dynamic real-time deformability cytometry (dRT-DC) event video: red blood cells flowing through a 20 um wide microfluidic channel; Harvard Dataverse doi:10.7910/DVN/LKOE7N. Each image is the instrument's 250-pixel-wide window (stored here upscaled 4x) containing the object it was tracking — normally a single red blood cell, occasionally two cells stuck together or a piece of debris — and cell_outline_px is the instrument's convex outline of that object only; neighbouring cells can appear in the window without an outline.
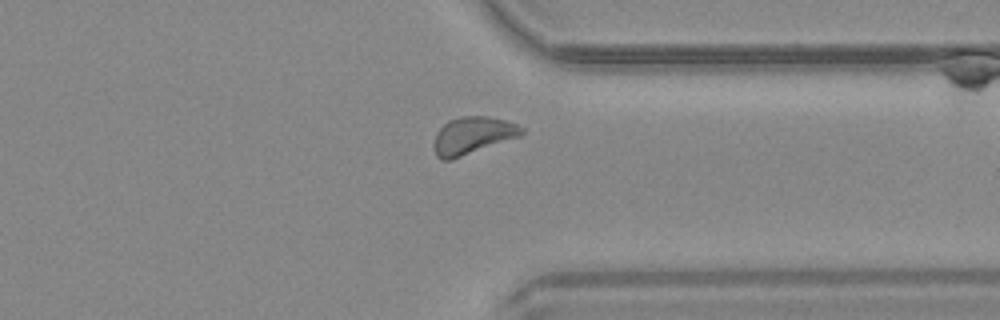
{"species": "common noctule bat (a hibernating species)", "species_latin": "Nyctalus noctula", "temperature_condition": "warm", "stored_images_in_passage": 34, "camera_frame_rate_fps": 3000, "um_per_image_px": 0.085, "animal": {"sex": "male", "body_mass_g": 20.4}, "frame": {"image": 1, "passage_image": 25, "time_ms": 8.0, "image_size_px": [1000, 320], "cell_outline_px": [[524, 132], [520, 136], [452, 160], [440, 160], [436, 156], [432, 144], [436, 132], [448, 120], [460, 116], [488, 116], [504, 120], [516, 124], [524, 128]], "centroid_in_image_um": [40.13, 11.53], "position_along_channel_um": 371.3, "area_um2": 19.25}}